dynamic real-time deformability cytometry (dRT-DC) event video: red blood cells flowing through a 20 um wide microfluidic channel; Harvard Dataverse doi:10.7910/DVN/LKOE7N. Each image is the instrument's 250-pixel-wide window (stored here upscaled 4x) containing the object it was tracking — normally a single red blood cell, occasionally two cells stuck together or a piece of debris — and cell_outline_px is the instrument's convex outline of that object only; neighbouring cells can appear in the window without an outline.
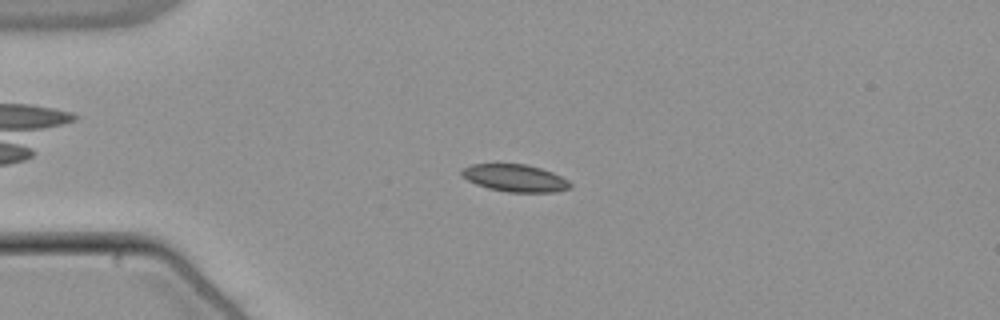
{"species": "common noctule bat (a hibernating species)", "species_latin": "Nyctalus noctula", "temperature_condition": "warm", "stored_images_in_passage": 55, "camera_frame_rate_fps": 3000, "um_per_image_px": 0.085, "animal": {"sex": "male", "body_mass_g": 21.5, "forearm_length_mm": 52.0}, "frame": {"image": 1, "passage_image": 14, "time_ms": 4.333, "image_size_px": [1000, 320], "cell_outline_px": [[572, 188], [556, 192], [508, 192], [488, 188], [476, 184], [468, 180], [460, 172], [464, 168], [472, 164], [524, 164], [540, 168], [552, 172], [568, 180], [572, 184]], "centroid_in_image_um": [43.81, 15.14], "position_along_channel_um": 41.2, "area_um2": 17.17}}
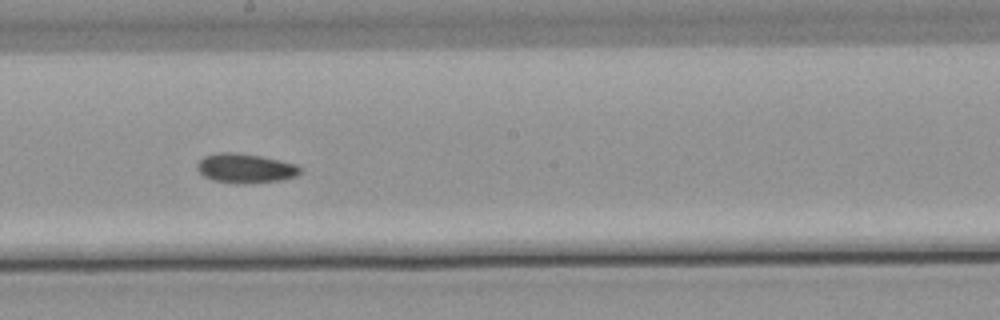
{"frame": {"image": 2, "passage_image": 31, "time_ms": 10.0, "image_size_px": [1000, 320], "cell_outline_px": [[300, 172], [296, 176], [280, 180], [240, 184], [236, 184], [212, 180], [204, 176], [196, 168], [196, 164], [204, 156], [216, 152], [236, 152], [260, 156], [280, 160], [296, 164], [300, 168]], "centroid_in_image_um": [20.81, 14.3], "position_along_channel_um": 227.4, "area_um2": 17.69}}
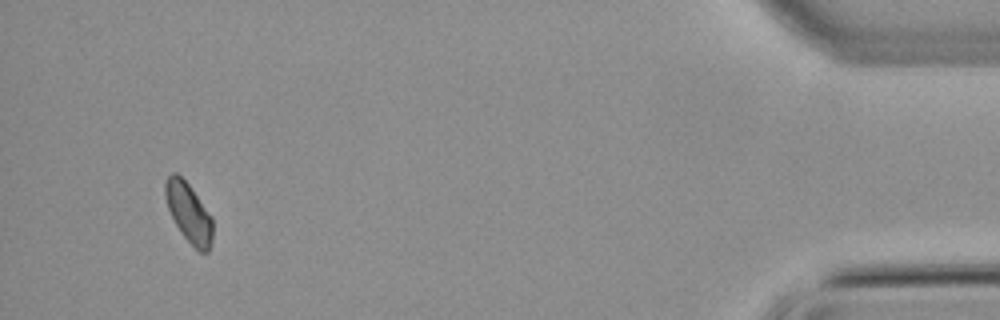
{"frame": {"image": 3, "passage_image": 52, "time_ms": 17.0, "image_size_px": [1000, 320], "cell_outline_px": [[212, 244], [208, 252], [200, 252], [180, 232], [168, 208], [164, 192], [164, 184], [168, 176], [172, 172], [176, 172], [188, 184], [212, 216]], "centroid_in_image_um": [16.04, 18.07], "position_along_channel_um": 419.2, "area_um2": 16.24}}